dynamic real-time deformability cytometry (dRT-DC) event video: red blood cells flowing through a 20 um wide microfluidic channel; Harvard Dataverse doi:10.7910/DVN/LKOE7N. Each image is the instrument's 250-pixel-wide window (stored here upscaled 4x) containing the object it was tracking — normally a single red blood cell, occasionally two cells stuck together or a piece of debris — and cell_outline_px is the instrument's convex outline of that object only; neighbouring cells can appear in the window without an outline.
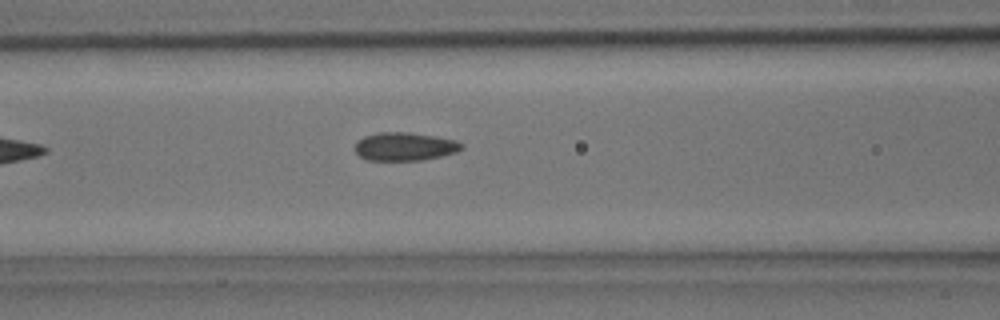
{"species": "common noctule bat (a hibernating species)", "species_latin": "Nyctalus noctula", "temperature_condition": "room temperature", "stored_images_in_passage": 6, "camera_frame_rate_fps": 3000, "um_per_image_px": 0.085, "animal": {"sex": "male", "body_mass_g": 15.6}, "frame": {"image": 1, "passage_image": 6, "time_ms": 1.667, "image_size_px": [1000, 320], "cell_outline_px": [[464, 148], [456, 152], [440, 156], [420, 160], [368, 160], [360, 156], [356, 152], [356, 140], [364, 136], [376, 132], [408, 132], [436, 136], [456, 140], [464, 144]], "centroid_in_image_um": [34.41, 12.44], "position_along_channel_um": 132.2, "area_um2": 17.63}}